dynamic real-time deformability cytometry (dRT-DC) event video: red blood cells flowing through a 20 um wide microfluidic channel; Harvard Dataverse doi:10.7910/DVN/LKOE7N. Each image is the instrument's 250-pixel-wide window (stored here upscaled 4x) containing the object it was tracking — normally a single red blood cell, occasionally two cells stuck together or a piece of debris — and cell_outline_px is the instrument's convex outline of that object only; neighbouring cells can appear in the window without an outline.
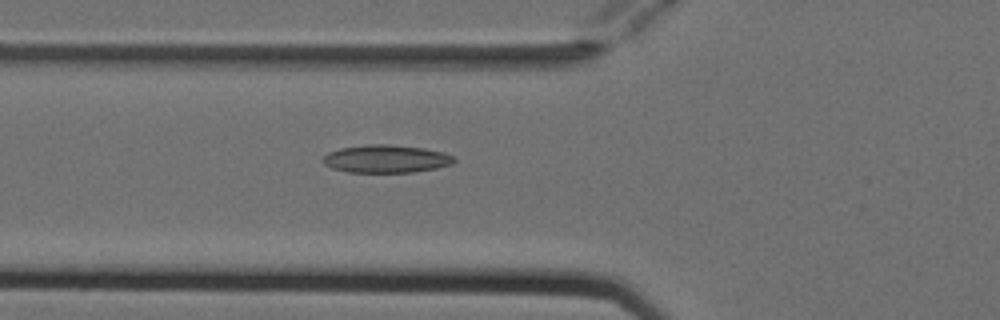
{"species": "Egyptian fruit bat (a non-hibernating species)", "species_latin": "Rousettus aegyptiacus", "temperature_condition": "cold", "stored_images_in_passage": 6, "camera_frame_rate_fps": 3000, "um_per_image_px": 0.085, "animal": {"sex": "female"}, "frame": {"image": 1, "passage_image": 6, "time_ms": 1.667, "image_size_px": [1000, 320], "cell_outline_px": [[456, 160], [452, 164], [436, 168], [412, 172], [348, 172], [332, 168], [324, 164], [324, 156], [328, 152], [340, 148], [368, 144], [388, 144], [424, 148], [444, 152], [456, 156]], "centroid_in_image_um": [32.85, 13.49], "position_along_channel_um": 92.9, "area_um2": 21.33}}